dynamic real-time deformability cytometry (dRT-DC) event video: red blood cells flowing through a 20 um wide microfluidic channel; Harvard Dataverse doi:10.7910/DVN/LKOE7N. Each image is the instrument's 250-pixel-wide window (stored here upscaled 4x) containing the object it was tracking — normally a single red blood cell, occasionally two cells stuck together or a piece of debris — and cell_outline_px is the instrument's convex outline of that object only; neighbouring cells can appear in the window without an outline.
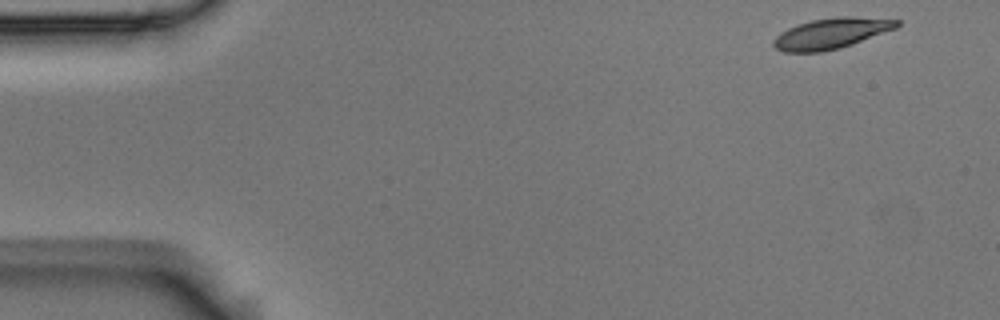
{"species": "Egyptian fruit bat (a non-hibernating species)", "species_latin": "Rousettus aegyptiacus", "temperature_condition": "room temperature", "stored_images_in_passage": 8, "camera_frame_rate_fps": 3000, "um_per_image_px": 0.085, "animal": {"sex": "male"}, "frame": {"image": 1, "passage_image": 1, "time_ms": 0.0, "image_size_px": [1000, 320], "cell_outline_px": [[900, 24], [896, 28], [852, 44], [840, 48], [820, 52], [784, 52], [776, 48], [772, 44], [772, 40], [780, 32], [796, 24], [812, 20], [836, 16], [856, 16], [900, 20]], "centroid_in_image_um": [70.63, 2.83], "position_along_channel_um": 14.4, "area_um2": 22.14}}